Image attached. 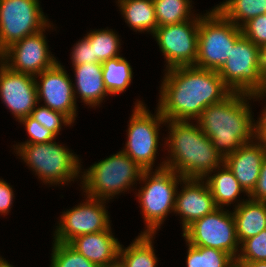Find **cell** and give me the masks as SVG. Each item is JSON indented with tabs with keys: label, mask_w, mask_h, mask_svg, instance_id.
<instances>
[{
	"label": "cell",
	"mask_w": 266,
	"mask_h": 267,
	"mask_svg": "<svg viewBox=\"0 0 266 267\" xmlns=\"http://www.w3.org/2000/svg\"><path fill=\"white\" fill-rule=\"evenodd\" d=\"M164 71L157 107L166 120L196 121L205 108L231 93L214 70L191 65Z\"/></svg>",
	"instance_id": "6da1fadb"
},
{
	"label": "cell",
	"mask_w": 266,
	"mask_h": 267,
	"mask_svg": "<svg viewBox=\"0 0 266 267\" xmlns=\"http://www.w3.org/2000/svg\"><path fill=\"white\" fill-rule=\"evenodd\" d=\"M262 97L265 96L231 92L222 101L205 108L196 119L202 132L223 158L255 140L257 122L252 118L248 100Z\"/></svg>",
	"instance_id": "7a4b0ae2"
},
{
	"label": "cell",
	"mask_w": 266,
	"mask_h": 267,
	"mask_svg": "<svg viewBox=\"0 0 266 267\" xmlns=\"http://www.w3.org/2000/svg\"><path fill=\"white\" fill-rule=\"evenodd\" d=\"M186 120H166L170 131L164 144L168 156L165 168L186 179H204L224 164V158L214 148L199 125Z\"/></svg>",
	"instance_id": "3957f363"
},
{
	"label": "cell",
	"mask_w": 266,
	"mask_h": 267,
	"mask_svg": "<svg viewBox=\"0 0 266 267\" xmlns=\"http://www.w3.org/2000/svg\"><path fill=\"white\" fill-rule=\"evenodd\" d=\"M155 171L144 170L140 182L144 186L138 190V201L146 229L141 234H155L167 215L174 212L176 193L183 177L174 170L165 168L161 162Z\"/></svg>",
	"instance_id": "277c9868"
},
{
	"label": "cell",
	"mask_w": 266,
	"mask_h": 267,
	"mask_svg": "<svg viewBox=\"0 0 266 267\" xmlns=\"http://www.w3.org/2000/svg\"><path fill=\"white\" fill-rule=\"evenodd\" d=\"M143 169L122 150L91 165L81 172L86 196L110 200L133 187L141 179Z\"/></svg>",
	"instance_id": "5b68a950"
},
{
	"label": "cell",
	"mask_w": 266,
	"mask_h": 267,
	"mask_svg": "<svg viewBox=\"0 0 266 267\" xmlns=\"http://www.w3.org/2000/svg\"><path fill=\"white\" fill-rule=\"evenodd\" d=\"M16 153L45 184L64 185L81 173L79 157L52 140L38 144L13 145ZM71 151V152H70Z\"/></svg>",
	"instance_id": "8992f818"
},
{
	"label": "cell",
	"mask_w": 266,
	"mask_h": 267,
	"mask_svg": "<svg viewBox=\"0 0 266 267\" xmlns=\"http://www.w3.org/2000/svg\"><path fill=\"white\" fill-rule=\"evenodd\" d=\"M241 35V28L226 19L215 7L204 16L200 15L195 66L218 71Z\"/></svg>",
	"instance_id": "52a82bcc"
},
{
	"label": "cell",
	"mask_w": 266,
	"mask_h": 267,
	"mask_svg": "<svg viewBox=\"0 0 266 267\" xmlns=\"http://www.w3.org/2000/svg\"><path fill=\"white\" fill-rule=\"evenodd\" d=\"M217 72L231 92L263 96L260 48L243 34L235 41L227 60Z\"/></svg>",
	"instance_id": "ba28073f"
},
{
	"label": "cell",
	"mask_w": 266,
	"mask_h": 267,
	"mask_svg": "<svg viewBox=\"0 0 266 267\" xmlns=\"http://www.w3.org/2000/svg\"><path fill=\"white\" fill-rule=\"evenodd\" d=\"M156 115L137 101L127 126V142L122 150L143 170H152L158 153L159 129L166 119L157 108Z\"/></svg>",
	"instance_id": "9c48e42d"
},
{
	"label": "cell",
	"mask_w": 266,
	"mask_h": 267,
	"mask_svg": "<svg viewBox=\"0 0 266 267\" xmlns=\"http://www.w3.org/2000/svg\"><path fill=\"white\" fill-rule=\"evenodd\" d=\"M39 0H0V55L12 44L50 23Z\"/></svg>",
	"instance_id": "30bf717a"
},
{
	"label": "cell",
	"mask_w": 266,
	"mask_h": 267,
	"mask_svg": "<svg viewBox=\"0 0 266 267\" xmlns=\"http://www.w3.org/2000/svg\"><path fill=\"white\" fill-rule=\"evenodd\" d=\"M223 208L194 221L184 231L186 243L193 246L219 249L235 259L239 254L240 243L236 234L233 214Z\"/></svg>",
	"instance_id": "8fae6325"
},
{
	"label": "cell",
	"mask_w": 266,
	"mask_h": 267,
	"mask_svg": "<svg viewBox=\"0 0 266 267\" xmlns=\"http://www.w3.org/2000/svg\"><path fill=\"white\" fill-rule=\"evenodd\" d=\"M197 15L179 24L157 27L152 34L166 59V69L195 65L200 20V14Z\"/></svg>",
	"instance_id": "7c38bea8"
},
{
	"label": "cell",
	"mask_w": 266,
	"mask_h": 267,
	"mask_svg": "<svg viewBox=\"0 0 266 267\" xmlns=\"http://www.w3.org/2000/svg\"><path fill=\"white\" fill-rule=\"evenodd\" d=\"M86 197L84 202L62 213L53 241L69 243L77 236L104 231L111 226L106 200Z\"/></svg>",
	"instance_id": "4fadbf2b"
},
{
	"label": "cell",
	"mask_w": 266,
	"mask_h": 267,
	"mask_svg": "<svg viewBox=\"0 0 266 267\" xmlns=\"http://www.w3.org/2000/svg\"><path fill=\"white\" fill-rule=\"evenodd\" d=\"M51 25L12 44L0 55V60L11 70L32 76L53 67L58 61L50 54L44 34L47 28L53 27Z\"/></svg>",
	"instance_id": "5bb4252c"
},
{
	"label": "cell",
	"mask_w": 266,
	"mask_h": 267,
	"mask_svg": "<svg viewBox=\"0 0 266 267\" xmlns=\"http://www.w3.org/2000/svg\"><path fill=\"white\" fill-rule=\"evenodd\" d=\"M63 67L58 61L53 67L35 76L38 102L44 100V106L63 113L74 123L77 117V100L73 81ZM36 78H40V81Z\"/></svg>",
	"instance_id": "9a60e30c"
},
{
	"label": "cell",
	"mask_w": 266,
	"mask_h": 267,
	"mask_svg": "<svg viewBox=\"0 0 266 267\" xmlns=\"http://www.w3.org/2000/svg\"><path fill=\"white\" fill-rule=\"evenodd\" d=\"M0 98L18 121L31 115L39 105L35 76L13 71L0 60Z\"/></svg>",
	"instance_id": "2e32d148"
},
{
	"label": "cell",
	"mask_w": 266,
	"mask_h": 267,
	"mask_svg": "<svg viewBox=\"0 0 266 267\" xmlns=\"http://www.w3.org/2000/svg\"><path fill=\"white\" fill-rule=\"evenodd\" d=\"M180 184L184 186L176 193L174 213L179 214L184 231L194 221L212 213L218 207L203 179L183 178Z\"/></svg>",
	"instance_id": "e0dca14e"
},
{
	"label": "cell",
	"mask_w": 266,
	"mask_h": 267,
	"mask_svg": "<svg viewBox=\"0 0 266 267\" xmlns=\"http://www.w3.org/2000/svg\"><path fill=\"white\" fill-rule=\"evenodd\" d=\"M265 157L266 150L263 144L255 138L224 158V164L239 181L247 197L256 186Z\"/></svg>",
	"instance_id": "ac0fdd59"
},
{
	"label": "cell",
	"mask_w": 266,
	"mask_h": 267,
	"mask_svg": "<svg viewBox=\"0 0 266 267\" xmlns=\"http://www.w3.org/2000/svg\"><path fill=\"white\" fill-rule=\"evenodd\" d=\"M68 244L99 267H106L116 261L121 246L111 226L104 231L77 236Z\"/></svg>",
	"instance_id": "d6986e66"
},
{
	"label": "cell",
	"mask_w": 266,
	"mask_h": 267,
	"mask_svg": "<svg viewBox=\"0 0 266 267\" xmlns=\"http://www.w3.org/2000/svg\"><path fill=\"white\" fill-rule=\"evenodd\" d=\"M73 69L75 98L79 94L82 102L89 107L99 106L105 96L109 95L103 81L102 63H85L73 66Z\"/></svg>",
	"instance_id": "ffe728a7"
},
{
	"label": "cell",
	"mask_w": 266,
	"mask_h": 267,
	"mask_svg": "<svg viewBox=\"0 0 266 267\" xmlns=\"http://www.w3.org/2000/svg\"><path fill=\"white\" fill-rule=\"evenodd\" d=\"M239 243L266 229V202L246 199L233 212Z\"/></svg>",
	"instance_id": "44dd1931"
},
{
	"label": "cell",
	"mask_w": 266,
	"mask_h": 267,
	"mask_svg": "<svg viewBox=\"0 0 266 267\" xmlns=\"http://www.w3.org/2000/svg\"><path fill=\"white\" fill-rule=\"evenodd\" d=\"M216 169L203 179L212 193L216 206L223 208L224 205L228 206L236 201L237 205L235 204L234 206H238L244 202V199L243 201L239 200L240 202H238L237 197L239 194L246 192L240 186L239 181L234 177V174L229 168L223 164ZM212 173L215 174L211 175Z\"/></svg>",
	"instance_id": "7402d4cb"
},
{
	"label": "cell",
	"mask_w": 266,
	"mask_h": 267,
	"mask_svg": "<svg viewBox=\"0 0 266 267\" xmlns=\"http://www.w3.org/2000/svg\"><path fill=\"white\" fill-rule=\"evenodd\" d=\"M125 22L138 32L154 33L157 25L153 0H118Z\"/></svg>",
	"instance_id": "603a6c76"
},
{
	"label": "cell",
	"mask_w": 266,
	"mask_h": 267,
	"mask_svg": "<svg viewBox=\"0 0 266 267\" xmlns=\"http://www.w3.org/2000/svg\"><path fill=\"white\" fill-rule=\"evenodd\" d=\"M156 234H141L126 248L122 244L119 259L126 267H157L158 259L154 252L153 236Z\"/></svg>",
	"instance_id": "cb8c5ba5"
},
{
	"label": "cell",
	"mask_w": 266,
	"mask_h": 267,
	"mask_svg": "<svg viewBox=\"0 0 266 267\" xmlns=\"http://www.w3.org/2000/svg\"><path fill=\"white\" fill-rule=\"evenodd\" d=\"M103 81L109 95L125 92L133 77L130 63L122 56H118L102 63Z\"/></svg>",
	"instance_id": "d4e9b609"
},
{
	"label": "cell",
	"mask_w": 266,
	"mask_h": 267,
	"mask_svg": "<svg viewBox=\"0 0 266 267\" xmlns=\"http://www.w3.org/2000/svg\"><path fill=\"white\" fill-rule=\"evenodd\" d=\"M215 8L226 19L241 28L254 17L266 14V0H226Z\"/></svg>",
	"instance_id": "484cf974"
},
{
	"label": "cell",
	"mask_w": 266,
	"mask_h": 267,
	"mask_svg": "<svg viewBox=\"0 0 266 267\" xmlns=\"http://www.w3.org/2000/svg\"><path fill=\"white\" fill-rule=\"evenodd\" d=\"M191 2L192 0H153L158 27L193 19Z\"/></svg>",
	"instance_id": "4316f807"
},
{
	"label": "cell",
	"mask_w": 266,
	"mask_h": 267,
	"mask_svg": "<svg viewBox=\"0 0 266 267\" xmlns=\"http://www.w3.org/2000/svg\"><path fill=\"white\" fill-rule=\"evenodd\" d=\"M186 267H233L236 259L219 249L187 244Z\"/></svg>",
	"instance_id": "83f0119b"
},
{
	"label": "cell",
	"mask_w": 266,
	"mask_h": 267,
	"mask_svg": "<svg viewBox=\"0 0 266 267\" xmlns=\"http://www.w3.org/2000/svg\"><path fill=\"white\" fill-rule=\"evenodd\" d=\"M85 37L93 44L94 55L100 63L120 56V38L112 29L91 30Z\"/></svg>",
	"instance_id": "f1b7e54d"
},
{
	"label": "cell",
	"mask_w": 266,
	"mask_h": 267,
	"mask_svg": "<svg viewBox=\"0 0 266 267\" xmlns=\"http://www.w3.org/2000/svg\"><path fill=\"white\" fill-rule=\"evenodd\" d=\"M53 242L50 267H99L87 260L68 243Z\"/></svg>",
	"instance_id": "f546056e"
},
{
	"label": "cell",
	"mask_w": 266,
	"mask_h": 267,
	"mask_svg": "<svg viewBox=\"0 0 266 267\" xmlns=\"http://www.w3.org/2000/svg\"><path fill=\"white\" fill-rule=\"evenodd\" d=\"M47 130L52 131L56 136L60 133L62 125L71 126L73 122L63 113L51 110L46 106L35 107L30 115Z\"/></svg>",
	"instance_id": "4dcf8cb0"
},
{
	"label": "cell",
	"mask_w": 266,
	"mask_h": 267,
	"mask_svg": "<svg viewBox=\"0 0 266 267\" xmlns=\"http://www.w3.org/2000/svg\"><path fill=\"white\" fill-rule=\"evenodd\" d=\"M236 261H266V229L244 240Z\"/></svg>",
	"instance_id": "1f68e13d"
},
{
	"label": "cell",
	"mask_w": 266,
	"mask_h": 267,
	"mask_svg": "<svg viewBox=\"0 0 266 267\" xmlns=\"http://www.w3.org/2000/svg\"><path fill=\"white\" fill-rule=\"evenodd\" d=\"M18 122L25 126V130L27 131L30 137V139L20 144L46 143L55 140V137H57L52 131L47 130L30 115L20 119Z\"/></svg>",
	"instance_id": "d6a6232c"
},
{
	"label": "cell",
	"mask_w": 266,
	"mask_h": 267,
	"mask_svg": "<svg viewBox=\"0 0 266 267\" xmlns=\"http://www.w3.org/2000/svg\"><path fill=\"white\" fill-rule=\"evenodd\" d=\"M242 34L259 48L266 45V14L247 21L241 27Z\"/></svg>",
	"instance_id": "836d02e7"
},
{
	"label": "cell",
	"mask_w": 266,
	"mask_h": 267,
	"mask_svg": "<svg viewBox=\"0 0 266 267\" xmlns=\"http://www.w3.org/2000/svg\"><path fill=\"white\" fill-rule=\"evenodd\" d=\"M71 60L73 66L85 63H100L94 55L93 44L86 37L76 42L71 52Z\"/></svg>",
	"instance_id": "e575fe53"
},
{
	"label": "cell",
	"mask_w": 266,
	"mask_h": 267,
	"mask_svg": "<svg viewBox=\"0 0 266 267\" xmlns=\"http://www.w3.org/2000/svg\"><path fill=\"white\" fill-rule=\"evenodd\" d=\"M248 199L266 202V157L262 162L261 171L256 186L248 195Z\"/></svg>",
	"instance_id": "d590c367"
},
{
	"label": "cell",
	"mask_w": 266,
	"mask_h": 267,
	"mask_svg": "<svg viewBox=\"0 0 266 267\" xmlns=\"http://www.w3.org/2000/svg\"><path fill=\"white\" fill-rule=\"evenodd\" d=\"M14 192L10 184L0 179V214L6 215L12 208Z\"/></svg>",
	"instance_id": "8d00e7d4"
},
{
	"label": "cell",
	"mask_w": 266,
	"mask_h": 267,
	"mask_svg": "<svg viewBox=\"0 0 266 267\" xmlns=\"http://www.w3.org/2000/svg\"><path fill=\"white\" fill-rule=\"evenodd\" d=\"M261 117L258 118L256 138L263 144L266 150V107L261 111Z\"/></svg>",
	"instance_id": "74e56055"
},
{
	"label": "cell",
	"mask_w": 266,
	"mask_h": 267,
	"mask_svg": "<svg viewBox=\"0 0 266 267\" xmlns=\"http://www.w3.org/2000/svg\"><path fill=\"white\" fill-rule=\"evenodd\" d=\"M260 74L263 81V96H266V45L260 48Z\"/></svg>",
	"instance_id": "f35d334b"
},
{
	"label": "cell",
	"mask_w": 266,
	"mask_h": 267,
	"mask_svg": "<svg viewBox=\"0 0 266 267\" xmlns=\"http://www.w3.org/2000/svg\"><path fill=\"white\" fill-rule=\"evenodd\" d=\"M241 267H266V261H236Z\"/></svg>",
	"instance_id": "ab89813d"
},
{
	"label": "cell",
	"mask_w": 266,
	"mask_h": 267,
	"mask_svg": "<svg viewBox=\"0 0 266 267\" xmlns=\"http://www.w3.org/2000/svg\"><path fill=\"white\" fill-rule=\"evenodd\" d=\"M106 267H126V265L118 258L116 261L112 262Z\"/></svg>",
	"instance_id": "60d3db41"
},
{
	"label": "cell",
	"mask_w": 266,
	"mask_h": 267,
	"mask_svg": "<svg viewBox=\"0 0 266 267\" xmlns=\"http://www.w3.org/2000/svg\"><path fill=\"white\" fill-rule=\"evenodd\" d=\"M0 267H14V266L8 263L6 259L4 260L2 257H0Z\"/></svg>",
	"instance_id": "b9f144b4"
},
{
	"label": "cell",
	"mask_w": 266,
	"mask_h": 267,
	"mask_svg": "<svg viewBox=\"0 0 266 267\" xmlns=\"http://www.w3.org/2000/svg\"><path fill=\"white\" fill-rule=\"evenodd\" d=\"M233 267H241V266H240L239 264L236 263Z\"/></svg>",
	"instance_id": "7bdbcfd3"
}]
</instances>
